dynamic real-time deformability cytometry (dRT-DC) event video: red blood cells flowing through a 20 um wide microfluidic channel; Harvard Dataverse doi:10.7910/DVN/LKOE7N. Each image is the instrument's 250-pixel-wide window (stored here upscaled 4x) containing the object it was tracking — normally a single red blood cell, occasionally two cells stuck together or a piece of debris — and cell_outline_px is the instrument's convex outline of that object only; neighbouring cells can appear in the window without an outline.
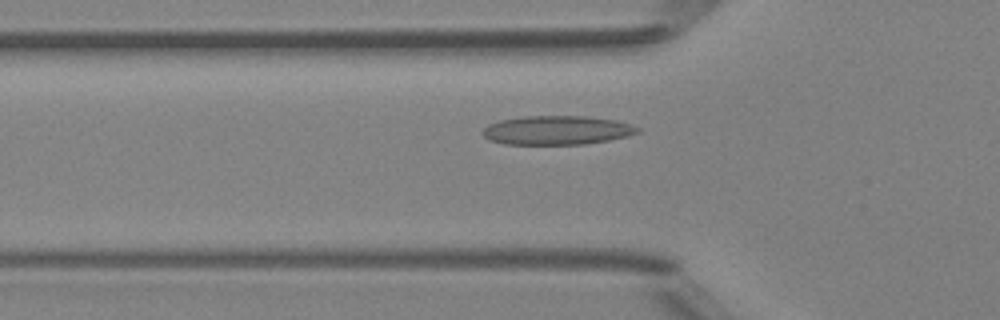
{"species": "Egyptian fruit bat (a non-hibernating species)", "species_latin": "Rousettus aegyptiacus", "temperature_condition": "room temperature", "stored_images_in_passage": 36, "camera_frame_rate_fps": 3000, "um_per_image_px": 0.085, "animal": {"sex": "female"}, "frame": {"image": 1, "passage_image": 7, "time_ms": 2.0, "image_size_px": [1000, 320], "cell_outline_px": [[640, 132], [628, 136], [608, 140], [584, 144], [504, 144], [488, 140], [480, 132], [488, 124], [500, 120], [524, 116], [584, 116], [616, 120], [640, 128]], "centroid_in_image_um": [47.3, 11.07], "position_along_channel_um": 78.5, "area_um2": 26.18}}
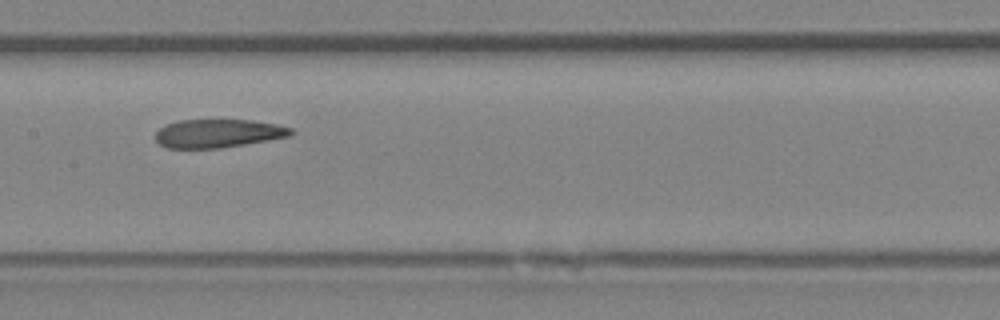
{"frame": {"image": 2, "passage_image": 15, "time_ms": 4.667, "image_size_px": [1000, 320], "cell_outline_px": [[296, 132], [292, 136], [220, 148], [168, 148], [160, 144], [156, 140], [156, 132], [164, 124], [176, 120], [252, 120], [276, 124], [292, 128]], "centroid_in_image_um": [18.55, 11.33], "position_along_channel_um": 188.8, "area_um2": 22.54}}
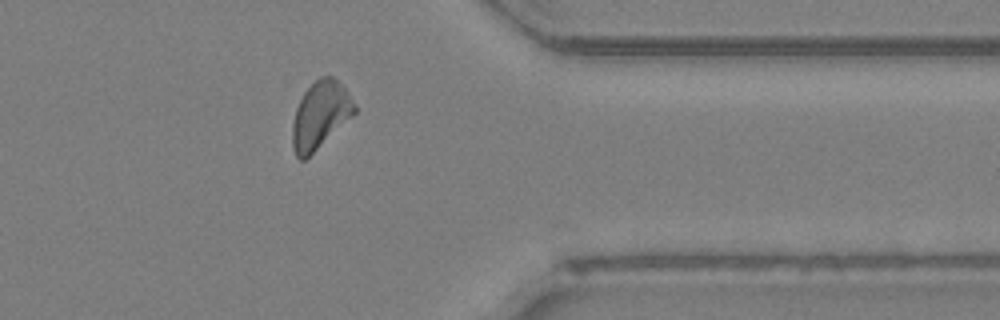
{"frame": {"image": 3, "passage_image": 30, "time_ms": 9.667, "image_size_px": [1000, 320], "cell_outline_px": [[356, 112], [352, 116], [304, 160], [300, 160], [296, 156], [292, 148], [292, 124], [296, 108], [304, 92], [320, 76], [332, 76], [344, 88], [356, 108]], "centroid_in_image_um": [27.18, 9.79], "position_along_channel_um": 384.2, "area_um2": 23.7}, "authors_computed_cell_mechanics": {"area_um2": 23.4957, "velocity_mm_per_s": 4.1433, "shape_relaxation_time_tau1_ms": null, "shape_relaxation_time_tau2_ms": 2.4198, "deformation_change_tau1": null, "deformation_change_tau2": 0.1076}}